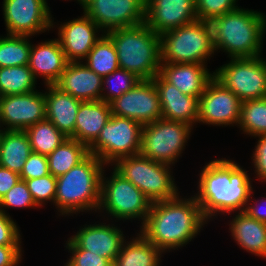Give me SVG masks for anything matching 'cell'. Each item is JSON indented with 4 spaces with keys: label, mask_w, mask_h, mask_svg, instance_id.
Instances as JSON below:
<instances>
[{
    "label": "cell",
    "mask_w": 266,
    "mask_h": 266,
    "mask_svg": "<svg viewBox=\"0 0 266 266\" xmlns=\"http://www.w3.org/2000/svg\"><path fill=\"white\" fill-rule=\"evenodd\" d=\"M247 172L230 159L219 158L205 164L194 196L207 221L218 214L244 211L253 190Z\"/></svg>",
    "instance_id": "obj_1"
},
{
    "label": "cell",
    "mask_w": 266,
    "mask_h": 266,
    "mask_svg": "<svg viewBox=\"0 0 266 266\" xmlns=\"http://www.w3.org/2000/svg\"><path fill=\"white\" fill-rule=\"evenodd\" d=\"M207 220L195 196L153 202L140 233L163 253L185 246Z\"/></svg>",
    "instance_id": "obj_2"
},
{
    "label": "cell",
    "mask_w": 266,
    "mask_h": 266,
    "mask_svg": "<svg viewBox=\"0 0 266 266\" xmlns=\"http://www.w3.org/2000/svg\"><path fill=\"white\" fill-rule=\"evenodd\" d=\"M215 52L231 58H254L262 55L266 33V15L240 8L209 21Z\"/></svg>",
    "instance_id": "obj_3"
},
{
    "label": "cell",
    "mask_w": 266,
    "mask_h": 266,
    "mask_svg": "<svg viewBox=\"0 0 266 266\" xmlns=\"http://www.w3.org/2000/svg\"><path fill=\"white\" fill-rule=\"evenodd\" d=\"M106 166L95 155L89 154L67 173L56 177L54 206L59 215L97 212L101 200V178Z\"/></svg>",
    "instance_id": "obj_4"
},
{
    "label": "cell",
    "mask_w": 266,
    "mask_h": 266,
    "mask_svg": "<svg viewBox=\"0 0 266 266\" xmlns=\"http://www.w3.org/2000/svg\"><path fill=\"white\" fill-rule=\"evenodd\" d=\"M105 34L115 46L120 69L134 73L141 80H150L159 74L160 35L145 23L113 29Z\"/></svg>",
    "instance_id": "obj_5"
},
{
    "label": "cell",
    "mask_w": 266,
    "mask_h": 266,
    "mask_svg": "<svg viewBox=\"0 0 266 266\" xmlns=\"http://www.w3.org/2000/svg\"><path fill=\"white\" fill-rule=\"evenodd\" d=\"M160 49L161 63L207 65L215 53L209 22L197 19L161 34Z\"/></svg>",
    "instance_id": "obj_6"
},
{
    "label": "cell",
    "mask_w": 266,
    "mask_h": 266,
    "mask_svg": "<svg viewBox=\"0 0 266 266\" xmlns=\"http://www.w3.org/2000/svg\"><path fill=\"white\" fill-rule=\"evenodd\" d=\"M153 203L176 198L180 193L171 166L138 154L118 159L112 166ZM172 173V174H171Z\"/></svg>",
    "instance_id": "obj_7"
},
{
    "label": "cell",
    "mask_w": 266,
    "mask_h": 266,
    "mask_svg": "<svg viewBox=\"0 0 266 266\" xmlns=\"http://www.w3.org/2000/svg\"><path fill=\"white\" fill-rule=\"evenodd\" d=\"M112 175L101 178V200L98 212L107 213L111 220L141 219L143 225L150 212L152 202L133 183L125 179L114 168ZM107 178V179H106ZM113 218V219H112Z\"/></svg>",
    "instance_id": "obj_8"
},
{
    "label": "cell",
    "mask_w": 266,
    "mask_h": 266,
    "mask_svg": "<svg viewBox=\"0 0 266 266\" xmlns=\"http://www.w3.org/2000/svg\"><path fill=\"white\" fill-rule=\"evenodd\" d=\"M193 126L160 118L143 125L140 154L155 162L173 166L185 149Z\"/></svg>",
    "instance_id": "obj_9"
},
{
    "label": "cell",
    "mask_w": 266,
    "mask_h": 266,
    "mask_svg": "<svg viewBox=\"0 0 266 266\" xmlns=\"http://www.w3.org/2000/svg\"><path fill=\"white\" fill-rule=\"evenodd\" d=\"M142 128L143 125L135 120L111 115L97 139L89 146V153L105 165H112L122 157L138 155Z\"/></svg>",
    "instance_id": "obj_10"
},
{
    "label": "cell",
    "mask_w": 266,
    "mask_h": 266,
    "mask_svg": "<svg viewBox=\"0 0 266 266\" xmlns=\"http://www.w3.org/2000/svg\"><path fill=\"white\" fill-rule=\"evenodd\" d=\"M213 73L242 102L266 97V59L262 56L231 58Z\"/></svg>",
    "instance_id": "obj_11"
},
{
    "label": "cell",
    "mask_w": 266,
    "mask_h": 266,
    "mask_svg": "<svg viewBox=\"0 0 266 266\" xmlns=\"http://www.w3.org/2000/svg\"><path fill=\"white\" fill-rule=\"evenodd\" d=\"M79 4L102 33L145 23L146 0H80Z\"/></svg>",
    "instance_id": "obj_12"
},
{
    "label": "cell",
    "mask_w": 266,
    "mask_h": 266,
    "mask_svg": "<svg viewBox=\"0 0 266 266\" xmlns=\"http://www.w3.org/2000/svg\"><path fill=\"white\" fill-rule=\"evenodd\" d=\"M2 3L8 35L34 36L55 27L47 0H3Z\"/></svg>",
    "instance_id": "obj_13"
},
{
    "label": "cell",
    "mask_w": 266,
    "mask_h": 266,
    "mask_svg": "<svg viewBox=\"0 0 266 266\" xmlns=\"http://www.w3.org/2000/svg\"><path fill=\"white\" fill-rule=\"evenodd\" d=\"M242 101L214 77L199 97L198 123L213 126L239 125Z\"/></svg>",
    "instance_id": "obj_14"
},
{
    "label": "cell",
    "mask_w": 266,
    "mask_h": 266,
    "mask_svg": "<svg viewBox=\"0 0 266 266\" xmlns=\"http://www.w3.org/2000/svg\"><path fill=\"white\" fill-rule=\"evenodd\" d=\"M112 115L130 118L142 125L162 118L160 100L153 79L140 80L128 92L110 103Z\"/></svg>",
    "instance_id": "obj_15"
},
{
    "label": "cell",
    "mask_w": 266,
    "mask_h": 266,
    "mask_svg": "<svg viewBox=\"0 0 266 266\" xmlns=\"http://www.w3.org/2000/svg\"><path fill=\"white\" fill-rule=\"evenodd\" d=\"M44 119L46 109L43 92L35 90L26 94L0 96V129L25 131Z\"/></svg>",
    "instance_id": "obj_16"
},
{
    "label": "cell",
    "mask_w": 266,
    "mask_h": 266,
    "mask_svg": "<svg viewBox=\"0 0 266 266\" xmlns=\"http://www.w3.org/2000/svg\"><path fill=\"white\" fill-rule=\"evenodd\" d=\"M195 20V0H146L145 24L158 35Z\"/></svg>",
    "instance_id": "obj_17"
},
{
    "label": "cell",
    "mask_w": 266,
    "mask_h": 266,
    "mask_svg": "<svg viewBox=\"0 0 266 266\" xmlns=\"http://www.w3.org/2000/svg\"><path fill=\"white\" fill-rule=\"evenodd\" d=\"M82 17L61 23L58 29L59 43L68 62L84 60L102 31L85 13Z\"/></svg>",
    "instance_id": "obj_18"
},
{
    "label": "cell",
    "mask_w": 266,
    "mask_h": 266,
    "mask_svg": "<svg viewBox=\"0 0 266 266\" xmlns=\"http://www.w3.org/2000/svg\"><path fill=\"white\" fill-rule=\"evenodd\" d=\"M77 248L90 251L114 263L125 241L123 231L114 224L83 225L68 238Z\"/></svg>",
    "instance_id": "obj_19"
},
{
    "label": "cell",
    "mask_w": 266,
    "mask_h": 266,
    "mask_svg": "<svg viewBox=\"0 0 266 266\" xmlns=\"http://www.w3.org/2000/svg\"><path fill=\"white\" fill-rule=\"evenodd\" d=\"M153 81L160 100L162 118L194 127L198 123L199 98L183 94L160 74Z\"/></svg>",
    "instance_id": "obj_20"
},
{
    "label": "cell",
    "mask_w": 266,
    "mask_h": 266,
    "mask_svg": "<svg viewBox=\"0 0 266 266\" xmlns=\"http://www.w3.org/2000/svg\"><path fill=\"white\" fill-rule=\"evenodd\" d=\"M83 62H68L55 85L81 101H99L103 77L97 75Z\"/></svg>",
    "instance_id": "obj_21"
},
{
    "label": "cell",
    "mask_w": 266,
    "mask_h": 266,
    "mask_svg": "<svg viewBox=\"0 0 266 266\" xmlns=\"http://www.w3.org/2000/svg\"><path fill=\"white\" fill-rule=\"evenodd\" d=\"M67 64L68 61L57 38L37 45L31 43L28 67L36 80L40 76L44 78L45 86L55 85Z\"/></svg>",
    "instance_id": "obj_22"
},
{
    "label": "cell",
    "mask_w": 266,
    "mask_h": 266,
    "mask_svg": "<svg viewBox=\"0 0 266 266\" xmlns=\"http://www.w3.org/2000/svg\"><path fill=\"white\" fill-rule=\"evenodd\" d=\"M159 74L183 94L198 98L214 77L207 65L196 63H161Z\"/></svg>",
    "instance_id": "obj_23"
},
{
    "label": "cell",
    "mask_w": 266,
    "mask_h": 266,
    "mask_svg": "<svg viewBox=\"0 0 266 266\" xmlns=\"http://www.w3.org/2000/svg\"><path fill=\"white\" fill-rule=\"evenodd\" d=\"M46 119L51 121L67 138L74 139V127L81 100L62 91L56 85H46Z\"/></svg>",
    "instance_id": "obj_24"
},
{
    "label": "cell",
    "mask_w": 266,
    "mask_h": 266,
    "mask_svg": "<svg viewBox=\"0 0 266 266\" xmlns=\"http://www.w3.org/2000/svg\"><path fill=\"white\" fill-rule=\"evenodd\" d=\"M111 115V106L105 101H82L76 116L74 139L89 147Z\"/></svg>",
    "instance_id": "obj_25"
},
{
    "label": "cell",
    "mask_w": 266,
    "mask_h": 266,
    "mask_svg": "<svg viewBox=\"0 0 266 266\" xmlns=\"http://www.w3.org/2000/svg\"><path fill=\"white\" fill-rule=\"evenodd\" d=\"M229 230L235 242L247 252L266 257V223L251 218L245 211L235 212Z\"/></svg>",
    "instance_id": "obj_26"
},
{
    "label": "cell",
    "mask_w": 266,
    "mask_h": 266,
    "mask_svg": "<svg viewBox=\"0 0 266 266\" xmlns=\"http://www.w3.org/2000/svg\"><path fill=\"white\" fill-rule=\"evenodd\" d=\"M31 153L30 141L25 131L1 129V167L7 168L20 175Z\"/></svg>",
    "instance_id": "obj_27"
},
{
    "label": "cell",
    "mask_w": 266,
    "mask_h": 266,
    "mask_svg": "<svg viewBox=\"0 0 266 266\" xmlns=\"http://www.w3.org/2000/svg\"><path fill=\"white\" fill-rule=\"evenodd\" d=\"M121 246L113 266H160L163 252L140 232Z\"/></svg>",
    "instance_id": "obj_28"
},
{
    "label": "cell",
    "mask_w": 266,
    "mask_h": 266,
    "mask_svg": "<svg viewBox=\"0 0 266 266\" xmlns=\"http://www.w3.org/2000/svg\"><path fill=\"white\" fill-rule=\"evenodd\" d=\"M89 147L75 139L67 138L47 156L49 173L58 177L67 173L89 155Z\"/></svg>",
    "instance_id": "obj_29"
},
{
    "label": "cell",
    "mask_w": 266,
    "mask_h": 266,
    "mask_svg": "<svg viewBox=\"0 0 266 266\" xmlns=\"http://www.w3.org/2000/svg\"><path fill=\"white\" fill-rule=\"evenodd\" d=\"M84 64L101 77L119 69L118 55L112 40L105 34L95 43L84 60Z\"/></svg>",
    "instance_id": "obj_30"
},
{
    "label": "cell",
    "mask_w": 266,
    "mask_h": 266,
    "mask_svg": "<svg viewBox=\"0 0 266 266\" xmlns=\"http://www.w3.org/2000/svg\"><path fill=\"white\" fill-rule=\"evenodd\" d=\"M28 135L32 152L48 156L67 137L49 120L44 119L25 130Z\"/></svg>",
    "instance_id": "obj_31"
},
{
    "label": "cell",
    "mask_w": 266,
    "mask_h": 266,
    "mask_svg": "<svg viewBox=\"0 0 266 266\" xmlns=\"http://www.w3.org/2000/svg\"><path fill=\"white\" fill-rule=\"evenodd\" d=\"M36 82L28 65L0 68V96L33 92Z\"/></svg>",
    "instance_id": "obj_32"
},
{
    "label": "cell",
    "mask_w": 266,
    "mask_h": 266,
    "mask_svg": "<svg viewBox=\"0 0 266 266\" xmlns=\"http://www.w3.org/2000/svg\"><path fill=\"white\" fill-rule=\"evenodd\" d=\"M31 36L8 35L0 37V68L28 65Z\"/></svg>",
    "instance_id": "obj_33"
},
{
    "label": "cell",
    "mask_w": 266,
    "mask_h": 266,
    "mask_svg": "<svg viewBox=\"0 0 266 266\" xmlns=\"http://www.w3.org/2000/svg\"><path fill=\"white\" fill-rule=\"evenodd\" d=\"M238 126L251 137L266 134V97L242 102Z\"/></svg>",
    "instance_id": "obj_34"
},
{
    "label": "cell",
    "mask_w": 266,
    "mask_h": 266,
    "mask_svg": "<svg viewBox=\"0 0 266 266\" xmlns=\"http://www.w3.org/2000/svg\"><path fill=\"white\" fill-rule=\"evenodd\" d=\"M140 80L134 73L124 69L119 68L113 71L108 76L103 77L101 100L110 104L133 88Z\"/></svg>",
    "instance_id": "obj_35"
},
{
    "label": "cell",
    "mask_w": 266,
    "mask_h": 266,
    "mask_svg": "<svg viewBox=\"0 0 266 266\" xmlns=\"http://www.w3.org/2000/svg\"><path fill=\"white\" fill-rule=\"evenodd\" d=\"M31 196L38 207L46 205L45 202H52L54 205V199L56 196V177L49 174L44 177H38L25 180Z\"/></svg>",
    "instance_id": "obj_36"
},
{
    "label": "cell",
    "mask_w": 266,
    "mask_h": 266,
    "mask_svg": "<svg viewBox=\"0 0 266 266\" xmlns=\"http://www.w3.org/2000/svg\"><path fill=\"white\" fill-rule=\"evenodd\" d=\"M39 208L34 202L24 180H19L1 199L0 210L7 214V208Z\"/></svg>",
    "instance_id": "obj_37"
},
{
    "label": "cell",
    "mask_w": 266,
    "mask_h": 266,
    "mask_svg": "<svg viewBox=\"0 0 266 266\" xmlns=\"http://www.w3.org/2000/svg\"><path fill=\"white\" fill-rule=\"evenodd\" d=\"M238 0H195L198 20L210 21L238 8Z\"/></svg>",
    "instance_id": "obj_38"
},
{
    "label": "cell",
    "mask_w": 266,
    "mask_h": 266,
    "mask_svg": "<svg viewBox=\"0 0 266 266\" xmlns=\"http://www.w3.org/2000/svg\"><path fill=\"white\" fill-rule=\"evenodd\" d=\"M66 249L71 253L64 266H113V263L104 257L90 251L77 248L69 239L65 243Z\"/></svg>",
    "instance_id": "obj_39"
},
{
    "label": "cell",
    "mask_w": 266,
    "mask_h": 266,
    "mask_svg": "<svg viewBox=\"0 0 266 266\" xmlns=\"http://www.w3.org/2000/svg\"><path fill=\"white\" fill-rule=\"evenodd\" d=\"M48 158L45 155L32 152L26 160L20 173V180L33 179L49 175Z\"/></svg>",
    "instance_id": "obj_40"
},
{
    "label": "cell",
    "mask_w": 266,
    "mask_h": 266,
    "mask_svg": "<svg viewBox=\"0 0 266 266\" xmlns=\"http://www.w3.org/2000/svg\"><path fill=\"white\" fill-rule=\"evenodd\" d=\"M20 230L9 213L0 210V245H22Z\"/></svg>",
    "instance_id": "obj_41"
},
{
    "label": "cell",
    "mask_w": 266,
    "mask_h": 266,
    "mask_svg": "<svg viewBox=\"0 0 266 266\" xmlns=\"http://www.w3.org/2000/svg\"><path fill=\"white\" fill-rule=\"evenodd\" d=\"M258 137L257 144L252 154V164L255 168L256 177L261 182H266V134L254 136Z\"/></svg>",
    "instance_id": "obj_42"
},
{
    "label": "cell",
    "mask_w": 266,
    "mask_h": 266,
    "mask_svg": "<svg viewBox=\"0 0 266 266\" xmlns=\"http://www.w3.org/2000/svg\"><path fill=\"white\" fill-rule=\"evenodd\" d=\"M22 252L21 245H0V266H18Z\"/></svg>",
    "instance_id": "obj_43"
},
{
    "label": "cell",
    "mask_w": 266,
    "mask_h": 266,
    "mask_svg": "<svg viewBox=\"0 0 266 266\" xmlns=\"http://www.w3.org/2000/svg\"><path fill=\"white\" fill-rule=\"evenodd\" d=\"M20 180V175L0 166V199Z\"/></svg>",
    "instance_id": "obj_44"
},
{
    "label": "cell",
    "mask_w": 266,
    "mask_h": 266,
    "mask_svg": "<svg viewBox=\"0 0 266 266\" xmlns=\"http://www.w3.org/2000/svg\"><path fill=\"white\" fill-rule=\"evenodd\" d=\"M252 197H253V190L251 191V194H250V197H249V200L247 201V204H246V207L244 209V211L253 219H256L260 222H264L266 223V209L263 207H261V203L264 201L265 205H266V197L264 199H262L260 202L259 200H256L255 199V203L253 202L252 200ZM251 199V200H250ZM253 202V204L251 203ZM260 202V203H258ZM257 203V204H256ZM262 206H263V203H262ZM261 207V208H260Z\"/></svg>",
    "instance_id": "obj_45"
}]
</instances>
